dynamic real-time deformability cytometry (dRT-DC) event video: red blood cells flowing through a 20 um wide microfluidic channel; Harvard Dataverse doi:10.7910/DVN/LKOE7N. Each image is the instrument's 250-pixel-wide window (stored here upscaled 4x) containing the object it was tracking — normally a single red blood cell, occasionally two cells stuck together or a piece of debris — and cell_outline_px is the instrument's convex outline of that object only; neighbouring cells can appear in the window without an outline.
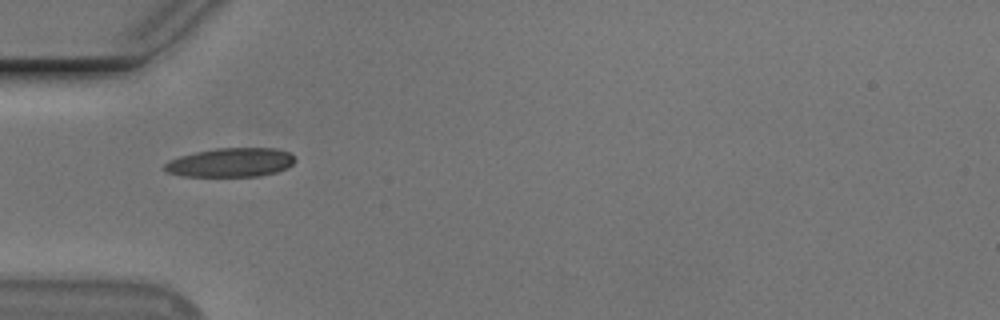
{"species": "Egyptian fruit bat (a non-hibernating species)", "species_latin": "Rousettus aegyptiacus", "temperature_condition": "cold", "stored_images_in_passage": 38, "camera_frame_rate_fps": 3000, "um_per_image_px": 0.085, "animal": {"sex": "male"}, "frame": {"image": 1, "passage_image": 1, "time_ms": 0.0, "image_size_px": [1000, 320], "cell_outline_px": [[296, 160], [288, 168], [276, 172], [260, 176], [184, 176], [168, 172], [164, 168], [164, 164], [180, 156], [196, 152], [216, 148], [276, 148], [288, 152]], "centroid_in_image_um": [19.65, 13.81], "position_along_channel_um": 65.4, "area_um2": 21.85}}
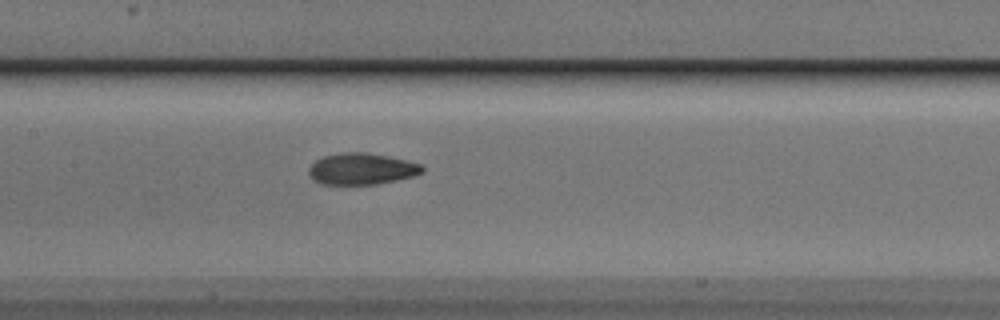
{"frame": {"image": 2, "passage_image": 10, "time_ms": 3.0, "image_size_px": [1000, 320], "cell_outline_px": [[424, 172], [412, 176], [396, 180], [376, 184], [320, 184], [312, 180], [308, 172], [308, 168], [316, 160], [324, 156], [340, 152], [368, 152], [408, 160], [424, 164]], "centroid_in_image_um": [30.75, 14.34], "position_along_channel_um": 176.7, "area_um2": 21.04}}
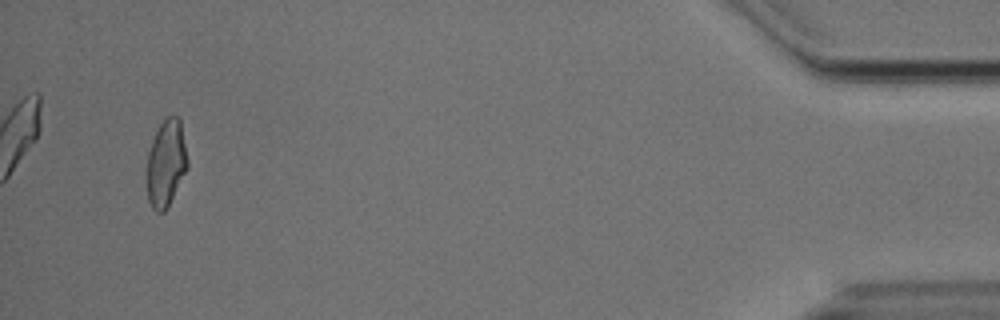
{"frame": {"image": 3, "passage_image": 36, "time_ms": 11.667, "image_size_px": [1000, 320], "cell_outline_px": [[188, 168], [164, 212], [156, 212], [152, 208], [148, 200], [148, 152], [152, 140], [160, 124], [168, 116], [176, 116], [180, 120], [188, 160]], "centroid_in_image_um": [14.13, 13.87], "position_along_channel_um": 421.1, "area_um2": 20.17}, "authors_computed_cell_mechanics": {"area_um2": 20.6346, "velocity_mm_per_s": 3.7343, "shape_relaxation_time_tau1_ms": 4.549, "shape_relaxation_time_tau2_ms": 2.2032, "deformation_change_tau1": 0.1484, "deformation_change_tau2": 0.0768}}